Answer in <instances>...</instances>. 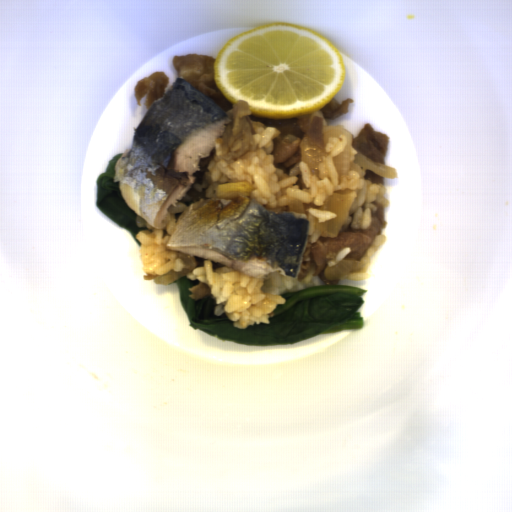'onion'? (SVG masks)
<instances>
[{
	"mask_svg": "<svg viewBox=\"0 0 512 512\" xmlns=\"http://www.w3.org/2000/svg\"><path fill=\"white\" fill-rule=\"evenodd\" d=\"M353 198L350 189L334 191L318 209L319 211H330L336 215V218L319 221L318 217H315V229L324 237H337L350 214Z\"/></svg>",
	"mask_w": 512,
	"mask_h": 512,
	"instance_id": "1",
	"label": "onion"
},
{
	"mask_svg": "<svg viewBox=\"0 0 512 512\" xmlns=\"http://www.w3.org/2000/svg\"><path fill=\"white\" fill-rule=\"evenodd\" d=\"M286 203H287L289 212H297V213L306 215L303 202L288 195L286 197Z\"/></svg>",
	"mask_w": 512,
	"mask_h": 512,
	"instance_id": "4",
	"label": "onion"
},
{
	"mask_svg": "<svg viewBox=\"0 0 512 512\" xmlns=\"http://www.w3.org/2000/svg\"><path fill=\"white\" fill-rule=\"evenodd\" d=\"M353 163L381 176L384 179L395 180L398 178L397 169L391 168L378 161L370 159L359 151L356 153Z\"/></svg>",
	"mask_w": 512,
	"mask_h": 512,
	"instance_id": "2",
	"label": "onion"
},
{
	"mask_svg": "<svg viewBox=\"0 0 512 512\" xmlns=\"http://www.w3.org/2000/svg\"><path fill=\"white\" fill-rule=\"evenodd\" d=\"M362 267L360 259H342L333 267H325L324 276L333 280H342Z\"/></svg>",
	"mask_w": 512,
	"mask_h": 512,
	"instance_id": "3",
	"label": "onion"
}]
</instances>
